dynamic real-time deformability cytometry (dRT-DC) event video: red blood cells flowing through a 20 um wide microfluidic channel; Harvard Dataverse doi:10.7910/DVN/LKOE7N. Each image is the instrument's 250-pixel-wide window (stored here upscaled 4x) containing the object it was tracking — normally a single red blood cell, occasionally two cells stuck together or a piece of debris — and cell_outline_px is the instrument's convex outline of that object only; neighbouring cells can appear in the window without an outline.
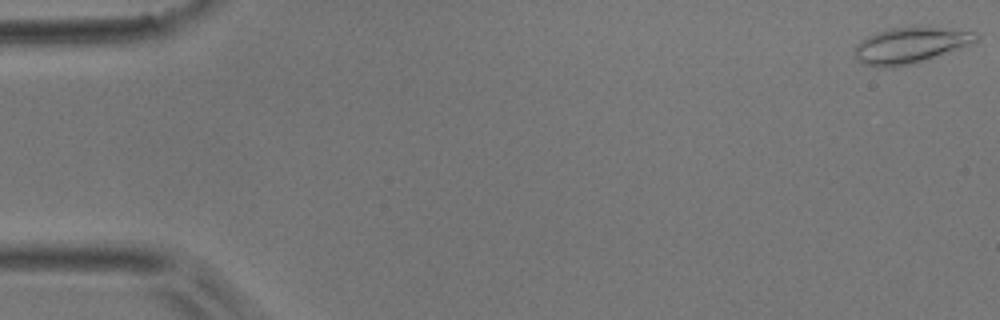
{"species": "common noctule bat (a hibernating species)", "species_latin": "Nyctalus noctula", "temperature_condition": "room temperature", "stored_images_in_passage": 11, "camera_frame_rate_fps": 3000, "um_per_image_px": 0.085, "animal": {"sex": "male", "body_mass_g": 17.9}, "frame": {"image": 1, "passage_image": 1, "time_ms": 0.0, "image_size_px": [1000, 320], "cell_outline_px": [[980, 36], [972, 44], [908, 64], [892, 68], [884, 68], [864, 64], [856, 56], [856, 44], [860, 40], [876, 32], [888, 28], [948, 28], [976, 32]], "centroid_in_image_um": [77.36, 3.84], "position_along_channel_um": 7.6, "area_um2": 24.68}}